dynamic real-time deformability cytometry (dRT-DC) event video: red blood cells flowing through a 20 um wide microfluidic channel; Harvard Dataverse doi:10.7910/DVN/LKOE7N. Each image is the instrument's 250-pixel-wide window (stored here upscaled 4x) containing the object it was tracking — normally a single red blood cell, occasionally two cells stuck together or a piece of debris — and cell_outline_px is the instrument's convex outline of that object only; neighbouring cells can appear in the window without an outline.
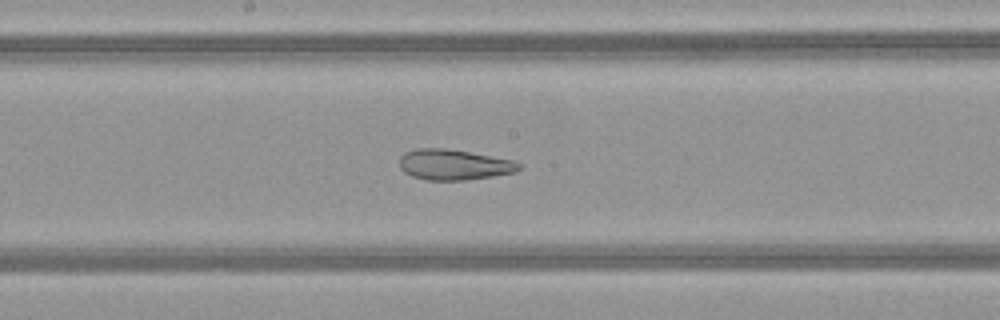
{"species": "common noctule bat (a hibernating species)", "species_latin": "Nyctalus noctula", "temperature_condition": "warm", "stored_images_in_passage": 45, "segment_of_instrument_passage": [1, 2], "camera_frame_rate_fps": 3000, "um_per_image_px": 0.085, "animal": {"sex": "female", "body_mass_g": 21.9}, "frame": {"image": 1, "passage_image": 26, "time_ms": 8.333, "image_size_px": [1000, 320], "cell_outline_px": [[520, 168], [516, 172], [492, 176], [464, 180], [428, 180], [412, 176], [404, 172], [400, 168], [400, 156], [404, 152], [416, 148], [444, 148], [468, 152], [512, 160], [520, 164]], "centroid_in_image_um": [38.53, 13.99], "position_along_channel_um": 209.7, "area_um2": 21.1}}
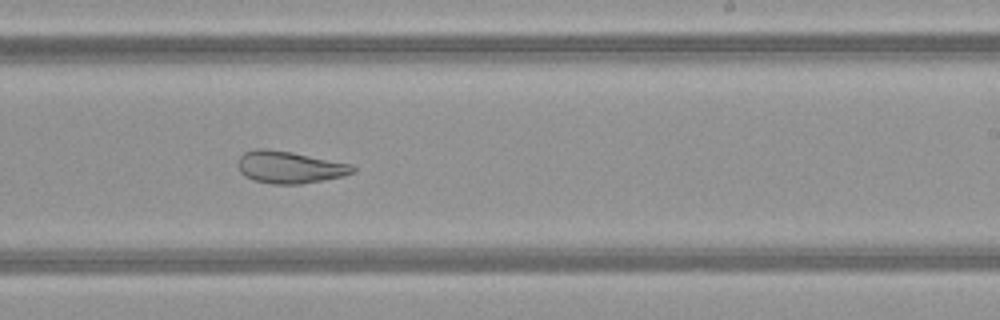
{"frame": {"image": 2, "passage_image": 30, "time_ms": 9.667, "image_size_px": [1000, 320], "cell_outline_px": [[356, 172], [344, 176], [300, 184], [272, 184], [256, 180], [244, 176], [240, 172], [236, 164], [240, 156], [244, 152], [256, 148], [264, 148], [292, 152], [352, 164], [356, 168]], "centroid_in_image_um": [24.61, 14.2], "position_along_channel_um": 264.4, "area_um2": 21.62}}
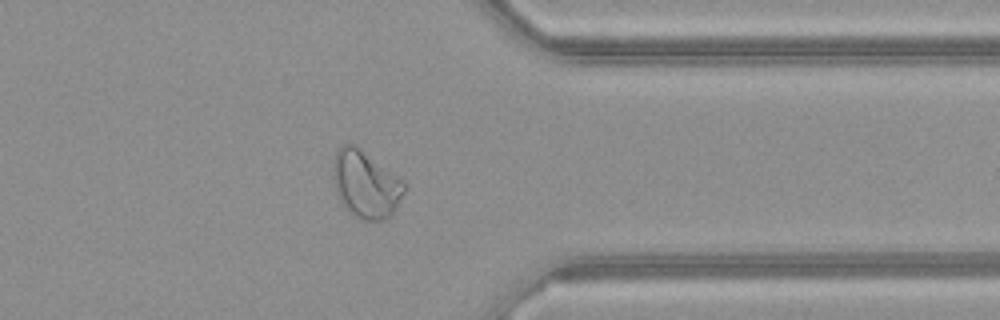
{"frame": {"image": 3, "passage_image": 39, "time_ms": 12.667, "image_size_px": [1000, 320], "cell_outline_px": [[404, 192], [396, 208], [384, 220], [364, 220], [352, 216], [344, 208], [336, 192], [332, 176], [332, 160], [336, 152], [344, 144], [356, 144], [400, 180], [404, 184]], "centroid_in_image_um": [31.01, 15.67], "position_along_channel_um": 380.4, "area_um2": 27.63}}